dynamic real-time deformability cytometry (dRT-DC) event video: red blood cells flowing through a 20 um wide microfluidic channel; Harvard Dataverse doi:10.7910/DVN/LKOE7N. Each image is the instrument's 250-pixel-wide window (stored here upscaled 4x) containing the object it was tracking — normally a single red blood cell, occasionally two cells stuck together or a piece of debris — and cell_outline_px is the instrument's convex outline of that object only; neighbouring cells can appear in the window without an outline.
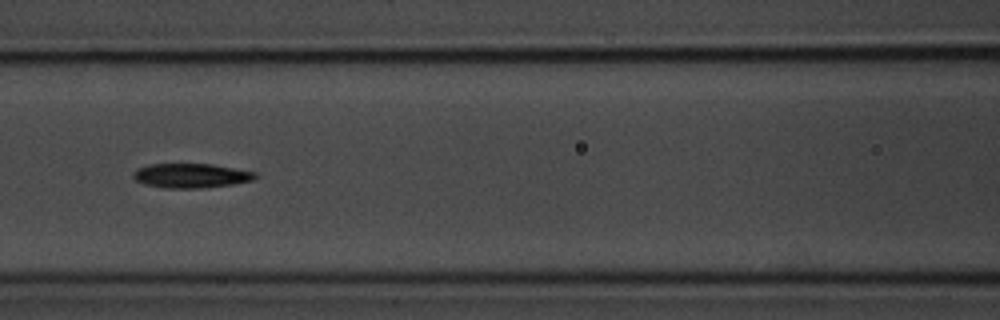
{"species": "common noctule bat (a hibernating species)", "species_latin": "Nyctalus noctula", "temperature_condition": "room temperature", "stored_images_in_passage": 14, "camera_frame_rate_fps": 3000, "um_per_image_px": 0.085, "animal": {"sex": "male", "body_mass_g": 20.1, "forearm_length_mm": 53.5}, "frame": {"image": 1, "passage_image": 5, "time_ms": 5.667, "image_size_px": [1000, 320], "cell_outline_px": [[256, 176], [252, 180], [232, 184], [204, 188], [164, 188], [144, 184], [136, 180], [132, 176], [132, 172], [136, 168], [148, 164], [212, 164], [256, 172]], "centroid_in_image_um": [16.18, 14.93], "position_along_channel_um": 150.4, "area_um2": 17.4}}
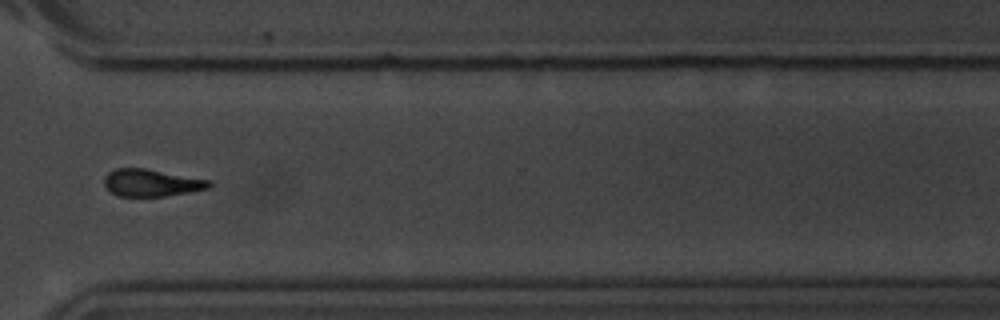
{"frame": {"image": 2, "passage_image": 10, "time_ms": 11.333, "image_size_px": [1000, 320], "cell_outline_px": [[212, 184], [208, 188], [188, 192], [164, 196], [116, 196], [104, 184], [104, 176], [108, 172], [116, 168], [144, 168], [212, 180]], "centroid_in_image_um": [12.87, 15.53], "position_along_channel_um": 357.7, "area_um2": 16.59}, "authors_computed_cell_mechanics": {"area_um2": 17.4556, "velocity_mm_per_s": 3.6655, "shape_relaxation_time_tau1_ms": 2.5551, "shape_relaxation_time_tau2_ms": 9.7563, "deformation_change_tau1": 0.1412, "deformation_change_tau2": 0.2305}}